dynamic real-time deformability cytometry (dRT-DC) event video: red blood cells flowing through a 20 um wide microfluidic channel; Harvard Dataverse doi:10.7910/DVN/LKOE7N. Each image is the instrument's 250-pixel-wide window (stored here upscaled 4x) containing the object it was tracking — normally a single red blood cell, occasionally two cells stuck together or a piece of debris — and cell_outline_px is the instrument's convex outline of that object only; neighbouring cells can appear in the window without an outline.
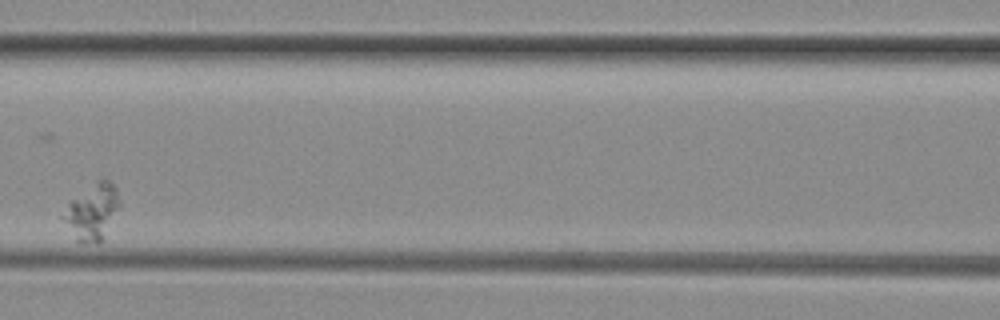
{"species": "common noctule bat (a hibernating species)", "species_latin": "Nyctalus noctula", "temperature_condition": "room temperature", "stored_images_in_passage": 11, "camera_frame_rate_fps": 3000, "um_per_image_px": 0.085, "animal": {"sex": "female", "body_mass_g": 29.2, "forearm_length_mm": 56.3}, "frame": {"image": 1, "passage_image": 4, "time_ms": 1.0, "image_size_px": [1000, 320], "cell_outline_px": [[120, 208], [100, 244], [80, 244], [76, 240], [60, 216], [68, 204], [72, 200], [104, 176], [116, 188], [120, 204]], "centroid_in_image_um": [7.85, 18.06], "position_along_channel_um": 158.7, "area_um2": 18.38}}
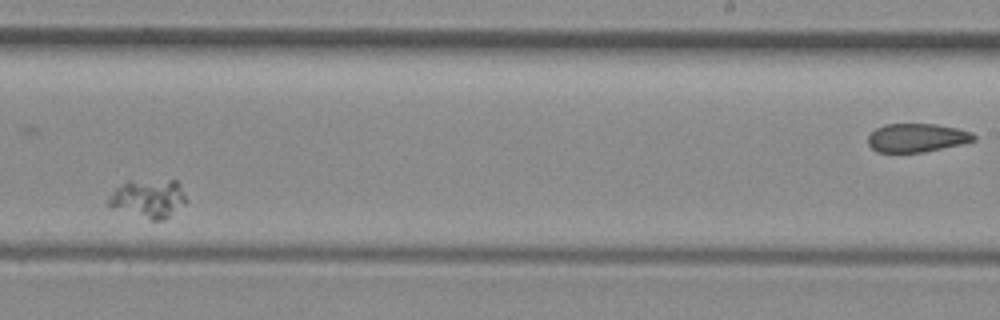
{"frame": {"image": 2, "passage_image": 7, "time_ms": 2.0, "image_size_px": [1000, 320], "cell_outline_px": [[188, 200], [184, 204], [164, 220], [152, 220], [112, 208], [104, 200], [124, 180], [176, 180], [180, 184]], "centroid_in_image_um": [12.58, 16.85], "position_along_channel_um": 276.4, "area_um2": 17.74}}
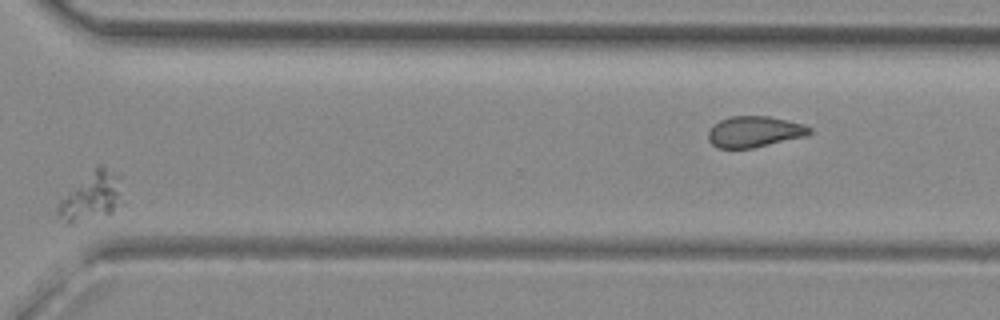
{"frame": {"image": 3, "passage_image": 9, "time_ms": 2.667, "image_size_px": [1000, 320], "cell_outline_px": [[124, 204], [112, 212], [68, 224], [64, 224], [56, 212], [56, 208], [60, 200], [96, 164], [104, 164], [120, 176]], "centroid_in_image_um": [7.82, 16.66], "position_along_channel_um": 362.8, "area_um2": 18.55}}